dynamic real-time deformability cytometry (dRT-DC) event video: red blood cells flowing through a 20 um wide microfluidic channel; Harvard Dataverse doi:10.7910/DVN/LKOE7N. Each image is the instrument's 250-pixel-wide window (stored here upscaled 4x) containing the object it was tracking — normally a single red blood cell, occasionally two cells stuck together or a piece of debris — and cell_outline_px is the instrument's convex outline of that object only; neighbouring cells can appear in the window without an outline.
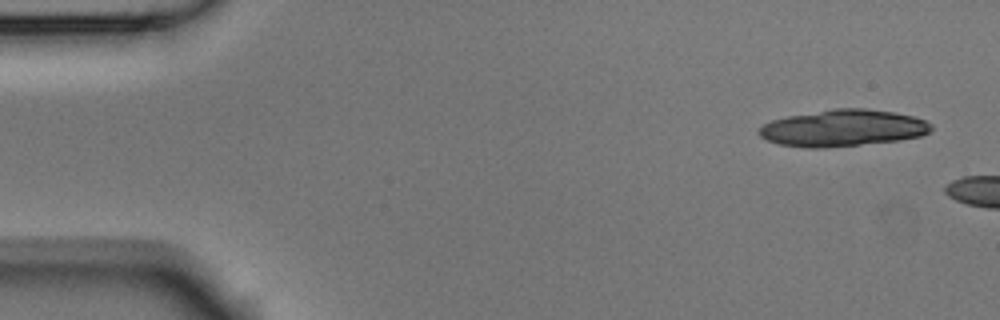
{"species": "Egyptian fruit bat (a non-hibernating species)", "species_latin": "Rousettus aegyptiacus", "temperature_condition": "room temperature", "stored_images_in_passage": 3, "camera_frame_rate_fps": 3000, "um_per_image_px": 0.085, "animal": {"sex": "male"}, "frame": {"image": 1, "passage_image": 1, "time_ms": 0.0, "image_size_px": [1000, 320], "cell_outline_px": [[932, 128], [928, 132], [920, 136], [900, 140], [824, 148], [808, 148], [780, 144], [768, 140], [760, 136], [756, 132], [764, 124], [772, 120], [788, 116], [832, 108], [868, 108], [896, 112], [916, 116], [932, 124]], "centroid_in_image_um": [71.67, 10.87], "position_along_channel_um": 13.3, "area_um2": 36.93}}